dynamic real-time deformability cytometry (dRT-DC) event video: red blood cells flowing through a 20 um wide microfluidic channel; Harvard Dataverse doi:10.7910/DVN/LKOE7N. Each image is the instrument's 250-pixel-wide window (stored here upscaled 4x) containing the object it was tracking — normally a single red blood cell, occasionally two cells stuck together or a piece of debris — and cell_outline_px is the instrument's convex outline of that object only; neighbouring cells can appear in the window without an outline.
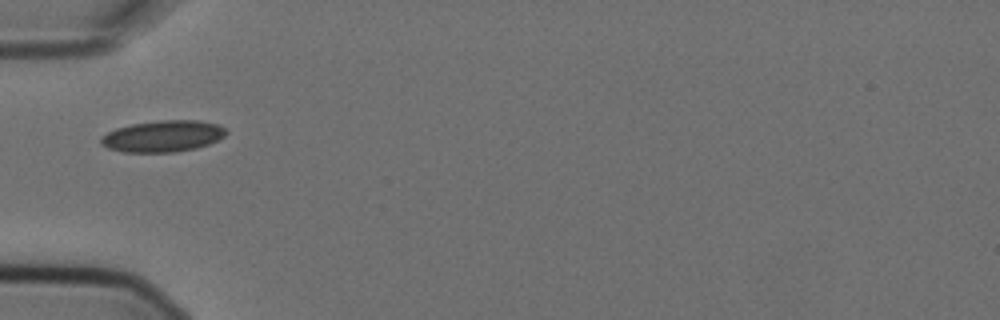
{"species": "Egyptian fruit bat (a non-hibernating species)", "species_latin": "Rousettus aegyptiacus", "temperature_condition": "cold", "stored_images_in_passage": 14, "camera_frame_rate_fps": 3000, "um_per_image_px": 0.085, "animal": {"sex": "female"}, "frame": {"image": 1, "passage_image": 5, "time_ms": 1.333, "image_size_px": [1000, 320], "cell_outline_px": [[228, 132], [224, 136], [208, 144], [196, 148], [176, 152], [124, 152], [108, 148], [100, 144], [100, 136], [116, 128], [132, 124], [160, 120], [200, 120], [216, 124], [224, 128]], "centroid_in_image_um": [13.82, 11.57], "position_along_channel_um": 71.2, "area_um2": 22.95}}
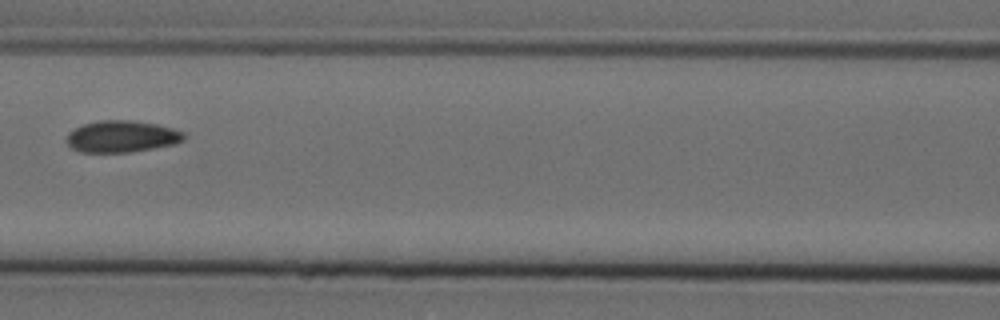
{"frame": {"image": 2, "passage_image": 7, "time_ms": 2.0, "image_size_px": [1000, 320], "cell_outline_px": [[184, 140], [176, 144], [128, 152], [80, 152], [72, 148], [64, 140], [68, 132], [84, 124], [100, 120], [132, 120], [156, 124], [172, 128], [184, 132]], "centroid_in_image_um": [10.33, 11.6], "position_along_channel_um": 156.3, "area_um2": 21.68}}
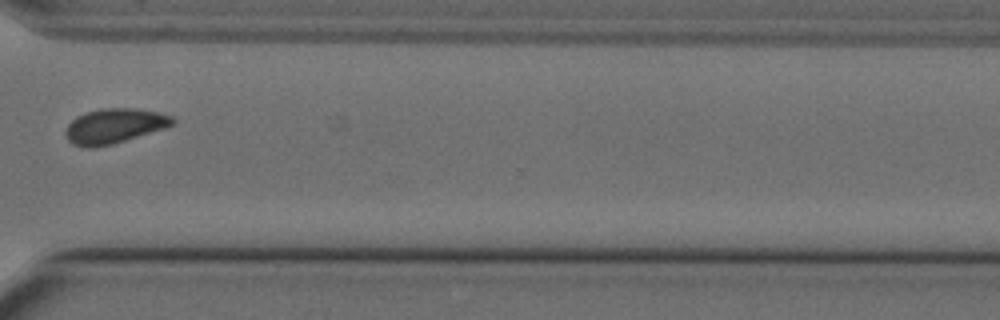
{"frame": {"image": 3, "passage_image": 12, "time_ms": 3.667, "image_size_px": [1000, 320], "cell_outline_px": [[176, 124], [164, 128], [112, 144], [92, 148], [84, 148], [72, 144], [64, 136], [64, 132], [68, 124], [76, 116], [100, 108], [136, 108], [160, 112], [172, 116], [176, 120]], "centroid_in_image_um": [9.7, 10.7], "position_along_channel_um": 360.9, "area_um2": 21.91}}